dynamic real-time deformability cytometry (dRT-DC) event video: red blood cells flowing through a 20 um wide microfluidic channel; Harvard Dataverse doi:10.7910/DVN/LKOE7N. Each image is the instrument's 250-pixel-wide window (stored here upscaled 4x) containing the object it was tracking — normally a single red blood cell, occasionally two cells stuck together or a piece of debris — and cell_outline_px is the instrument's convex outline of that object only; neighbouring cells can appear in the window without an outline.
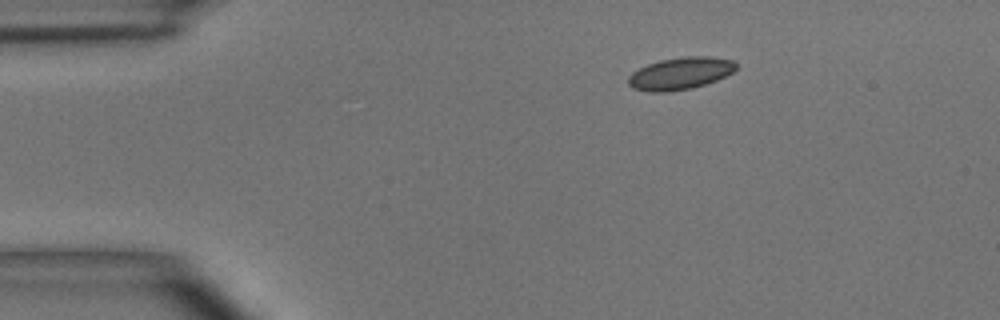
{"species": "common noctule bat (a hibernating species)", "species_latin": "Nyctalus noctula", "temperature_condition": "room temperature", "stored_images_in_passage": 4, "camera_frame_rate_fps": 3000, "um_per_image_px": 0.085, "animal": {"sex": "male", "body_mass_g": 15.6}, "frame": {"image": 1, "passage_image": 1, "time_ms": 0.0, "image_size_px": [1000, 320], "cell_outline_px": [[736, 68], [732, 72], [716, 80], [692, 88], [668, 92], [648, 92], [632, 88], [628, 84], [628, 76], [632, 72], [648, 64], [660, 60], [688, 56], [708, 56], [732, 60], [736, 64]], "centroid_in_image_um": [57.79, 6.25], "position_along_channel_um": 27.2, "area_um2": 20.11}}
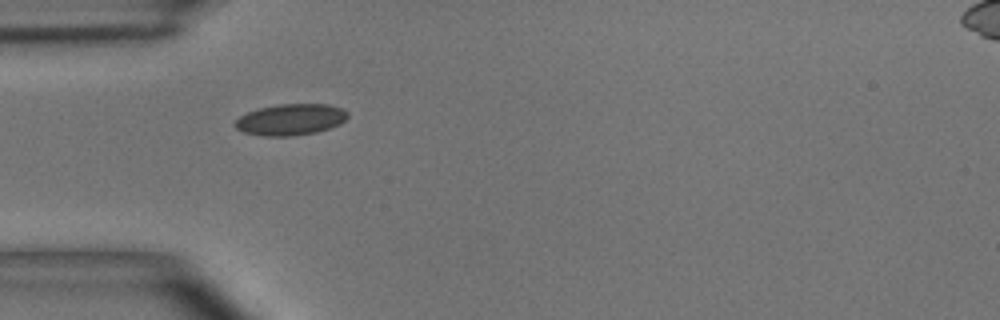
{"frame": {"image": 2, "passage_image": 3, "time_ms": 2.333, "image_size_px": [1000, 320], "cell_outline_px": [[348, 116], [340, 124], [316, 132], [288, 136], [268, 136], [244, 132], [236, 128], [232, 124], [240, 116], [248, 112], [260, 108], [280, 104], [328, 104], [344, 108], [348, 112]], "centroid_in_image_um": [24.72, 10.15], "position_along_channel_um": 60.3, "area_um2": 20.4}}
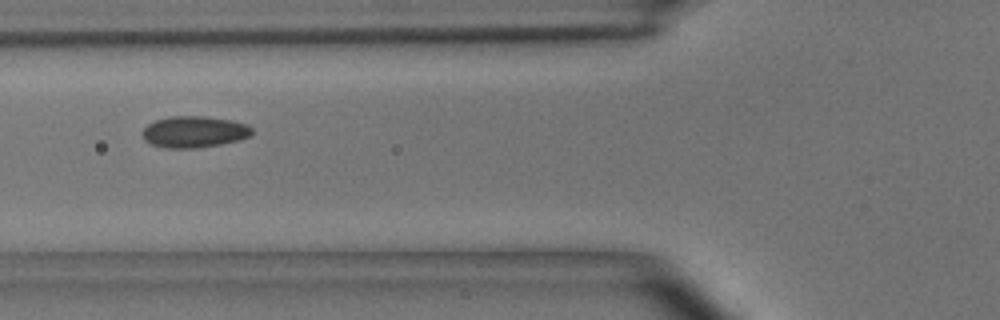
{"frame": {"image": 3, "passage_image": 4, "time_ms": 3.667, "image_size_px": [1000, 320], "cell_outline_px": [[252, 136], [220, 144], [196, 148], [164, 148], [152, 144], [144, 140], [140, 132], [148, 124], [156, 120], [172, 116], [200, 116], [232, 120], [248, 124], [252, 128]], "centroid_in_image_um": [16.49, 11.21], "position_along_channel_um": 109.3, "area_um2": 20.11}}